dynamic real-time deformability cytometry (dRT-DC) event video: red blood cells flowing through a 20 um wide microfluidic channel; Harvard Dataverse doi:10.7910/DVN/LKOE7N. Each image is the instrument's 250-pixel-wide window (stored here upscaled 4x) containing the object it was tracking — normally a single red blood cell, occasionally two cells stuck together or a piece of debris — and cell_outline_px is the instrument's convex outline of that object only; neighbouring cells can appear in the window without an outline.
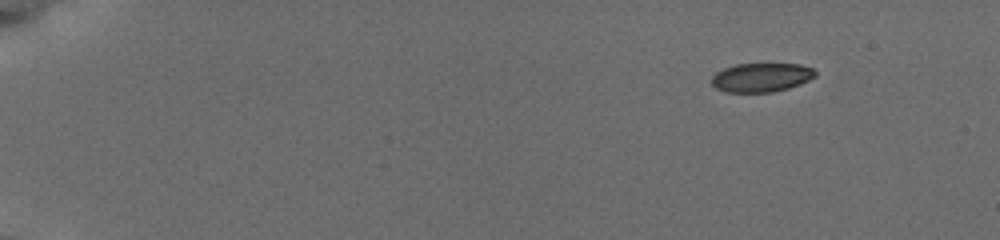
{"species": "common noctule bat (a hibernating species)", "species_latin": "Nyctalus noctula", "temperature_condition": "cold", "stored_images_in_passage": 71, "camera_frame_rate_fps": 3000, "um_per_image_px": 0.085, "animal": {"sex": "female", "body_mass_g": 19.5, "forearm_length_mm": 54.1}, "frame": {"image": 1, "passage_image": 1, "time_ms": 0.0, "image_size_px": [1000, 240], "cell_outline_px": [[816, 76], [800, 84], [788, 88], [772, 92], [724, 92], [716, 88], [712, 84], [712, 76], [716, 72], [724, 68], [736, 64], [800, 64], [812, 68], [816, 72]], "centroid_in_image_um": [64.7, 6.58], "position_along_channel_um": 20.3, "area_um2": 17.46}}
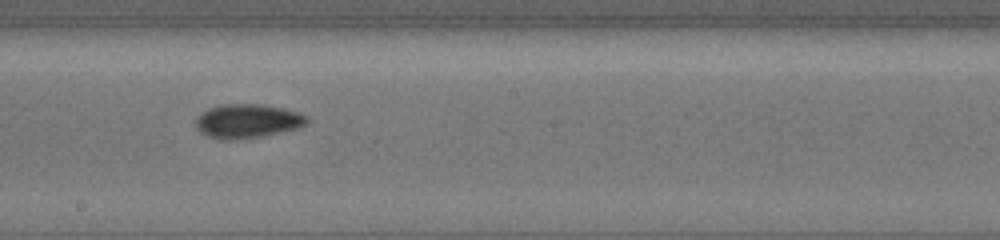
{"frame": {"image": 2, "passage_image": 39, "time_ms": 9.0, "image_size_px": [1000, 240], "cell_outline_px": [[308, 120], [300, 128], [264, 136], [244, 140], [220, 140], [208, 136], [200, 132], [196, 128], [196, 116], [208, 108], [224, 104], [256, 104], [280, 108], [296, 112], [308, 116]], "centroid_in_image_um": [20.99, 10.32], "position_along_channel_um": 227.2, "area_um2": 22.2}}
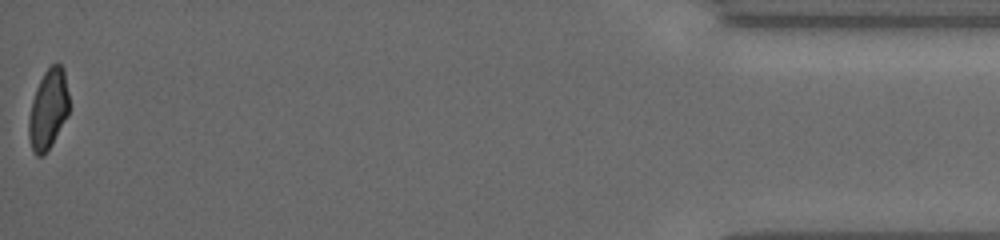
{"frame": {"image": 3, "passage_image": 71, "time_ms": 16.333, "image_size_px": [1000, 240], "cell_outline_px": [[68, 116], [52, 144], [40, 156], [36, 156], [32, 148], [28, 136], [28, 120], [32, 100], [36, 88], [44, 72], [52, 64], [60, 64], [64, 68], [68, 92]], "centroid_in_image_um": [4.1, 9.27], "position_along_channel_um": 431.1, "area_um2": 18.67}, "authors_computed_cell_mechanics": {"area_um2": 19.8832, "velocity_mm_per_s": 3.8415, "shape_relaxation_time_tau1_ms": 4.4392, "shape_relaxation_time_tau2_ms": null, "deformation_change_tau1": 0.1289, "deformation_change_tau2": null}}